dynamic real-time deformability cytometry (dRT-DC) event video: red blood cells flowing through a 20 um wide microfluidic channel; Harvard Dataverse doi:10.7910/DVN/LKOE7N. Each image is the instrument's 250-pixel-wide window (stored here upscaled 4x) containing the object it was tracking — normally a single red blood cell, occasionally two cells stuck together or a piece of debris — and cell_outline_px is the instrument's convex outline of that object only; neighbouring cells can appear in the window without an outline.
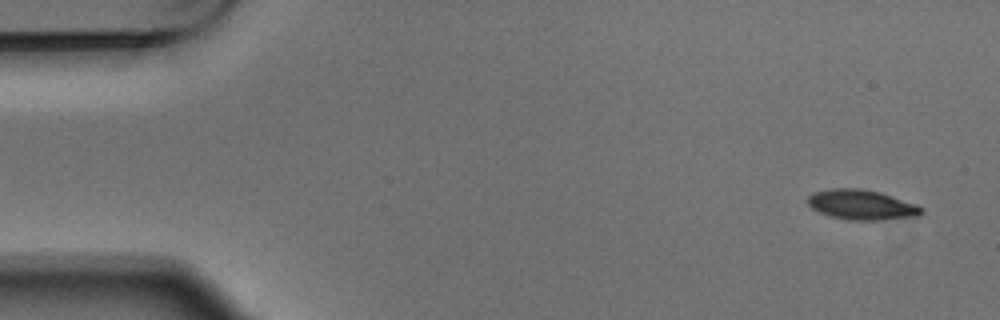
{"species": "Egyptian fruit bat (a non-hibernating species)", "species_latin": "Rousettus aegyptiacus", "temperature_condition": "warm", "stored_images_in_passage": 7, "camera_frame_rate_fps": 3000, "um_per_image_px": 0.085, "animal": {"sex": "male"}, "frame": {"image": 1, "passage_image": 1, "time_ms": 0.0, "image_size_px": [1000, 320], "cell_outline_px": [[924, 212], [920, 216], [876, 220], [848, 220], [832, 216], [820, 212], [812, 208], [808, 204], [808, 196], [812, 192], [832, 188], [860, 188], [880, 192], [916, 204], [924, 208]], "centroid_in_image_um": [73.26, 17.4], "position_along_channel_um": 11.7, "area_um2": 19.88}}
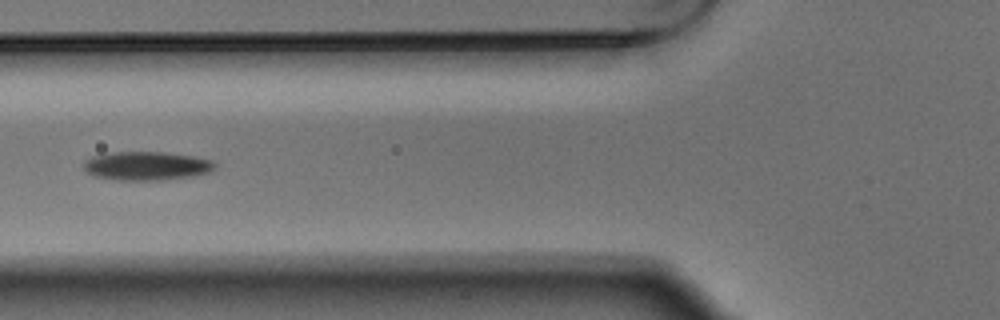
{"frame": {"image": 2, "passage_image": 6, "time_ms": 1.667, "image_size_px": [1000, 320], "cell_outline_px": [[216, 168], [208, 172], [192, 176], [164, 180], [116, 180], [92, 176], [84, 168], [84, 160], [92, 156], [112, 152], [164, 152], [192, 156], [212, 160], [216, 164]], "centroid_in_image_um": [12.44, 14.1], "position_along_channel_um": 113.4, "area_um2": 22.02}}
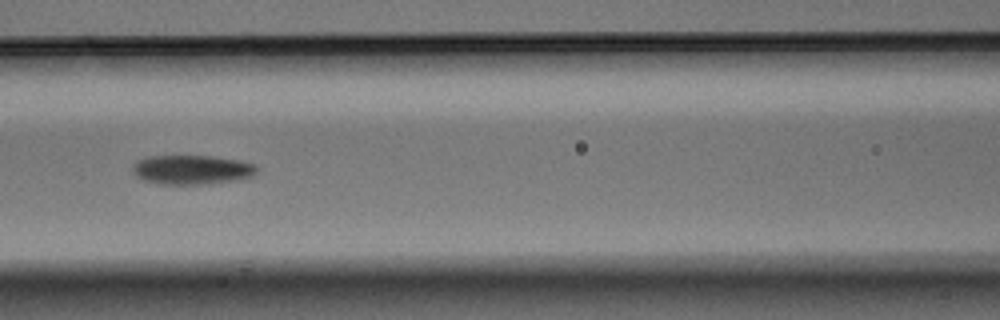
{"frame": {"image": 3, "passage_image": 7, "time_ms": 2.0, "image_size_px": [1000, 320], "cell_outline_px": [[260, 168], [252, 176], [236, 180], [208, 184], [160, 184], [144, 180], [136, 176], [132, 172], [132, 164], [136, 160], [148, 156], [212, 156], [240, 160], [256, 164]], "centroid_in_image_um": [16.31, 14.42], "position_along_channel_um": 150.3, "area_um2": 21.5}}